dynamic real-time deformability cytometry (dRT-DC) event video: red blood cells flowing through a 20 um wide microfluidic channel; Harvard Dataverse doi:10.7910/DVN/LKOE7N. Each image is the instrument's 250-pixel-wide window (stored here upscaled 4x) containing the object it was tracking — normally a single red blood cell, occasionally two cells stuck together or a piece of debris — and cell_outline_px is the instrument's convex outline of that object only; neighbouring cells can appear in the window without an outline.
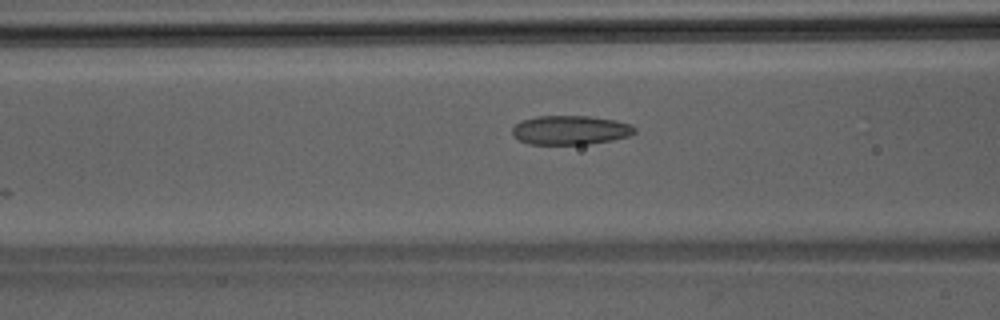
{"species": "Egyptian fruit bat (a non-hibernating species)", "species_latin": "Rousettus aegyptiacus", "temperature_condition": "room temperature", "stored_images_in_passage": 31, "camera_frame_rate_fps": 3000, "um_per_image_px": 0.085, "animal": {"sex": "male"}, "frame": {"image": 1, "passage_image": 19, "time_ms": 6.0, "image_size_px": [1000, 320], "cell_outline_px": [[636, 132], [628, 136], [612, 140], [588, 144], [528, 144], [512, 136], [512, 128], [520, 120], [536, 116], [588, 116], [616, 120], [632, 124], [636, 128]], "centroid_in_image_um": [48.47, 11.05], "position_along_channel_um": 118.1, "area_um2": 20.92}}
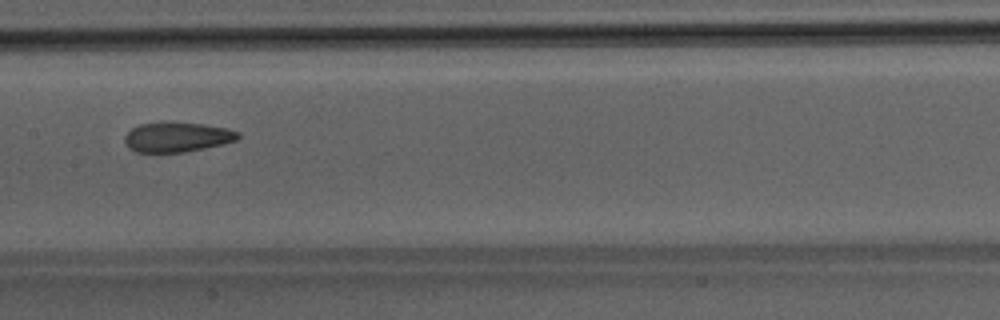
{"frame": {"image": 2, "passage_image": 24, "time_ms": 7.667, "image_size_px": [1000, 320], "cell_outline_px": [[240, 136], [236, 140], [204, 148], [184, 152], [136, 152], [128, 148], [124, 140], [124, 136], [132, 128], [140, 124], [160, 120], [204, 124], [228, 128], [240, 132]], "centroid_in_image_um": [15.02, 11.62], "position_along_channel_um": 192.4, "area_um2": 20.06}}
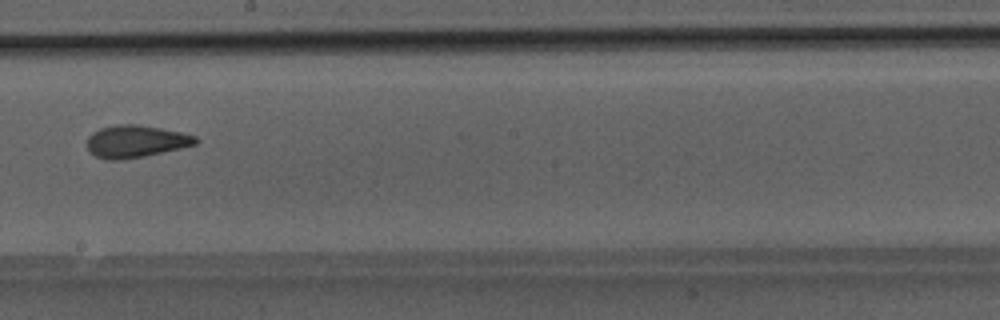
{"frame": {"image": 3, "passage_image": 27, "time_ms": 8.667, "image_size_px": [1000, 320], "cell_outline_px": [[200, 140], [196, 144], [180, 148], [144, 156], [120, 160], [108, 160], [96, 156], [88, 152], [88, 136], [92, 132], [100, 128], [116, 124], [140, 124], [180, 132], [196, 136]], "centroid_in_image_um": [11.52, 12.01], "position_along_channel_um": 236.7, "area_um2": 20.46}}